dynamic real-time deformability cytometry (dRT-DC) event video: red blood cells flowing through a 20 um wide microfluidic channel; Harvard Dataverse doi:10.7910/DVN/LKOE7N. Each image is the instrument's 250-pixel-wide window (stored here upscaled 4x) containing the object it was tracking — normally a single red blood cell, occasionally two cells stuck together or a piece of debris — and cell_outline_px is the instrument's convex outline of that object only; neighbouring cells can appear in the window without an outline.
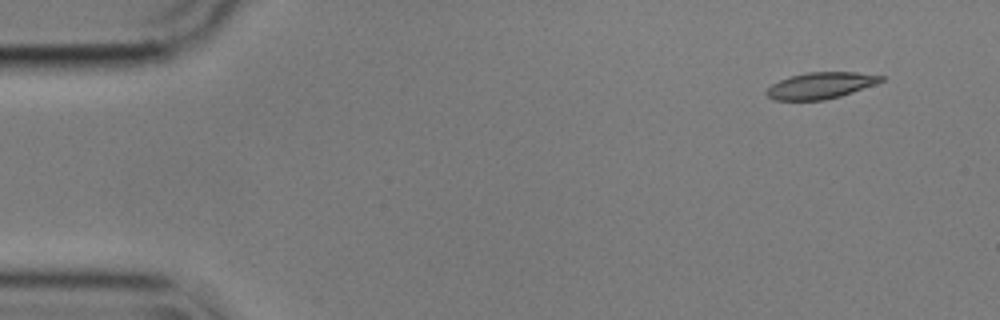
{"species": "common noctule bat (a hibernating species)", "species_latin": "Nyctalus noctula", "temperature_condition": "cold", "stored_images_in_passage": 52, "camera_frame_rate_fps": 3000, "um_per_image_px": 0.085, "animal": {"sex": "male", "body_mass_g": 17.9}, "frame": {"image": 1, "passage_image": 1, "time_ms": 0.0, "image_size_px": [1000, 320], "cell_outline_px": [[884, 80], [852, 92], [840, 96], [824, 100], [772, 100], [764, 92], [772, 84], [780, 80], [792, 76], [808, 72], [856, 72], [884, 76]], "centroid_in_image_um": [69.72, 7.27], "position_along_channel_um": 15.3, "area_um2": 17.4}}
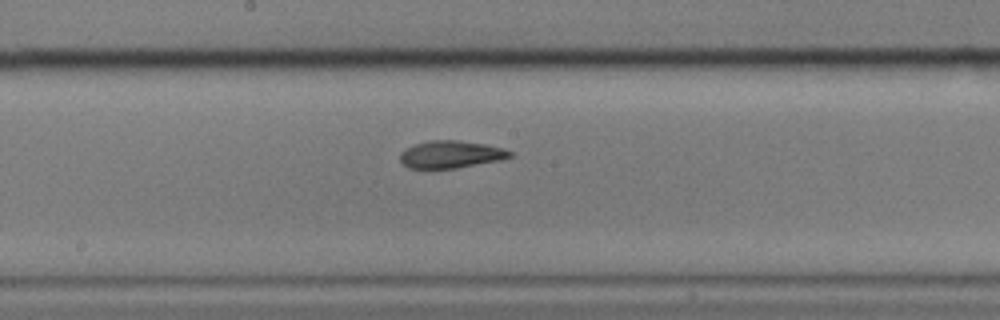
{"frame": {"image": 2, "passage_image": 26, "time_ms": 8.333, "image_size_px": [1000, 320], "cell_outline_px": [[516, 156], [500, 160], [456, 168], [408, 168], [400, 160], [400, 152], [416, 144], [432, 140], [456, 140], [484, 144], [504, 148], [512, 152]], "centroid_in_image_um": [38.37, 13.12], "position_along_channel_um": 209.8, "area_um2": 17.4}}
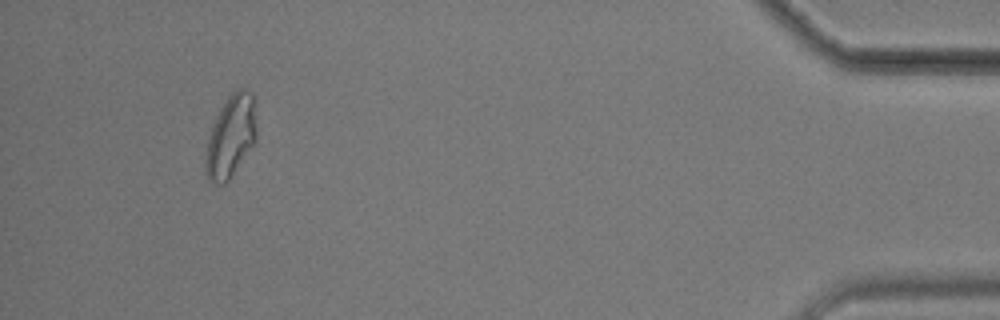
{"frame": {"image": 3, "passage_image": 49, "time_ms": 16.0, "image_size_px": [1000, 320], "cell_outline_px": [[256, 144], [228, 180], [224, 184], [212, 184], [208, 180], [204, 160], [208, 136], [212, 124], [220, 108], [228, 96], [232, 92], [240, 88], [244, 88], [252, 92], [256, 128]], "centroid_in_image_um": [19.61, 11.61], "position_along_channel_um": 415.6, "area_um2": 24.68}, "authors_computed_cell_mechanics": {"area_um2": 18.2359, "velocity_mm_per_s": 3.5505, "shape_relaxation_time_tau1_ms": 4.2183, "shape_relaxation_time_tau2_ms": 2.5646, "deformation_change_tau1": 0.1356, "deformation_change_tau2": 0.0929}}